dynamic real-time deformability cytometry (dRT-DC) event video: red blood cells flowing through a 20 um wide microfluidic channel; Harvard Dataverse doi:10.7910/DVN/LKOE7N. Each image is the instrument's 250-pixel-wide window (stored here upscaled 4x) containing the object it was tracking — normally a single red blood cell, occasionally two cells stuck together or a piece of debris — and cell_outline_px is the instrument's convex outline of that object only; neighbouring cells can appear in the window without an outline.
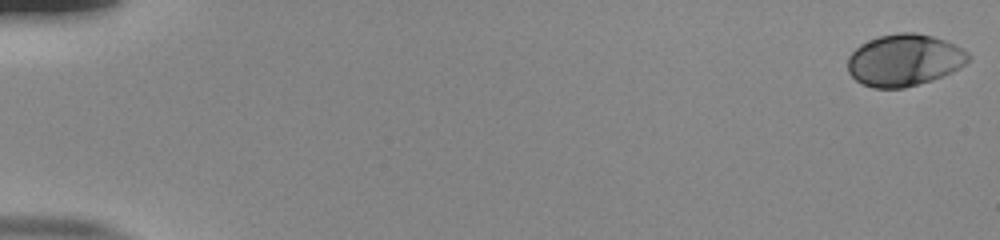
{"species": "human", "species_latin": "Homo sapiens", "temperature_condition": "room temperature", "stored_images_in_passage": 55, "camera_frame_rate_fps": 3000, "um_per_image_px": 0.085, "donor": {"sex": "male"}, "frame": {"image": 1, "passage_image": 1, "time_ms": 0.0, "image_size_px": [1000, 240], "cell_outline_px": [[972, 56], [960, 68], [952, 72], [932, 80], [904, 88], [872, 88], [860, 84], [848, 72], [848, 56], [860, 44], [868, 40], [880, 36], [900, 32], [916, 32], [948, 40], [956, 44], [968, 52]], "centroid_in_image_um": [76.88, 5.11], "position_along_channel_um": 8.1, "area_um2": 36.82}}
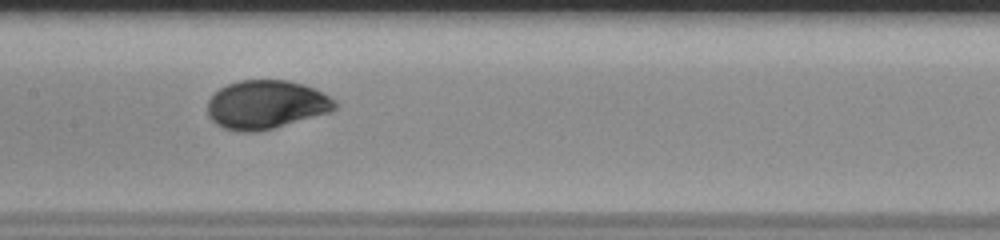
{"frame": {"image": 2, "passage_image": 29, "time_ms": 9.333, "image_size_px": [1000, 240], "cell_outline_px": [[336, 108], [332, 112], [272, 128], [256, 132], [236, 132], [224, 128], [216, 124], [208, 116], [208, 100], [220, 88], [228, 84], [240, 80], [288, 80], [304, 84], [336, 100]], "centroid_in_image_um": [22.61, 8.9], "position_along_channel_um": 184.8, "area_um2": 36.07}}
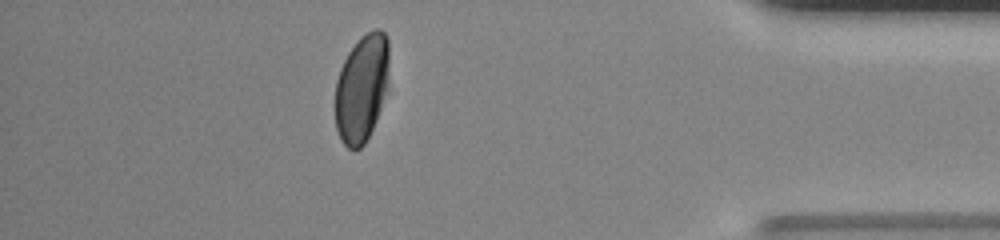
{"frame": {"image": 3, "passage_image": 49, "time_ms": 16.0, "image_size_px": [1000, 240], "cell_outline_px": [[388, 92], [376, 120], [364, 144], [360, 148], [348, 148], [340, 140], [336, 128], [336, 80], [340, 68], [348, 52], [360, 36], [376, 28], [380, 28], [388, 36]], "centroid_in_image_um": [30.76, 7.46], "position_along_channel_um": 404.4, "area_um2": 34.1}, "authors_computed_cell_mechanics": {"area_um2": 35.6048, "velocity_mm_per_s": 3.8174, "shape_relaxation_time_tau1_ms": 2.9881, "shape_relaxation_time_tau2_ms": null, "deformation_change_tau1": 0.1496, "deformation_change_tau2": null}}